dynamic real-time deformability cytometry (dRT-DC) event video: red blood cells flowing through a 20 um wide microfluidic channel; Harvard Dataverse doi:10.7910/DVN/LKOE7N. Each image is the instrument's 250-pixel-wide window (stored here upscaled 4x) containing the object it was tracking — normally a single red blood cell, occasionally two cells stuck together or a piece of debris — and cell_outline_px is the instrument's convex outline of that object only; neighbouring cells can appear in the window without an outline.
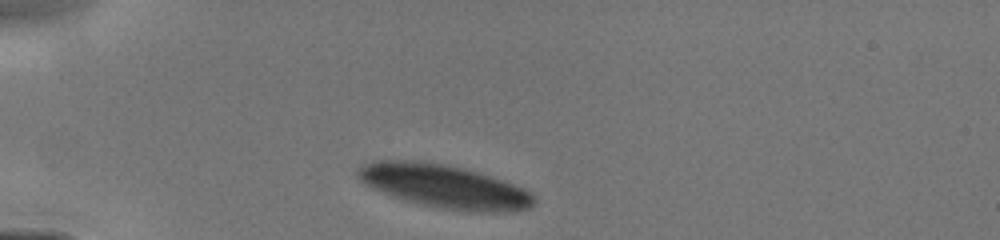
{"species": "human", "species_latin": "Homo sapiens", "temperature_condition": "cold", "stored_images_in_passage": 4, "camera_frame_rate_fps": 3000, "um_per_image_px": 0.085, "donor": {"sex": "male"}, "frame": {"image": 1, "passage_image": 1, "time_ms": 0.0, "image_size_px": [1000, 240], "cell_outline_px": [[536, 200], [528, 208], [512, 212], [472, 212], [440, 208], [404, 200], [380, 192], [364, 184], [356, 176], [356, 172], [364, 164], [376, 160], [408, 160], [444, 164], [464, 168], [524, 188], [532, 192], [536, 196]], "centroid_in_image_um": [37.76, 15.85], "position_along_channel_um": 47.2, "area_um2": 44.45}}
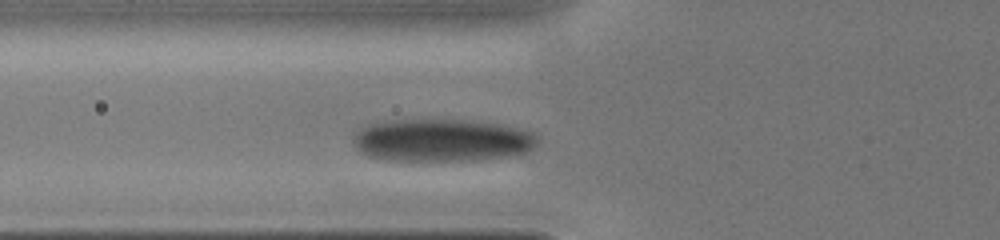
{"frame": {"image": 2, "passage_image": 4, "time_ms": 1.667, "image_size_px": [1000, 240], "cell_outline_px": [[532, 148], [524, 152], [512, 156], [484, 160], [384, 160], [368, 156], [360, 152], [356, 148], [352, 140], [352, 132], [368, 124], [388, 120], [472, 120], [500, 124], [520, 128], [532, 132]], "centroid_in_image_um": [37.45, 11.92], "position_along_channel_um": 88.3, "area_um2": 45.84}}